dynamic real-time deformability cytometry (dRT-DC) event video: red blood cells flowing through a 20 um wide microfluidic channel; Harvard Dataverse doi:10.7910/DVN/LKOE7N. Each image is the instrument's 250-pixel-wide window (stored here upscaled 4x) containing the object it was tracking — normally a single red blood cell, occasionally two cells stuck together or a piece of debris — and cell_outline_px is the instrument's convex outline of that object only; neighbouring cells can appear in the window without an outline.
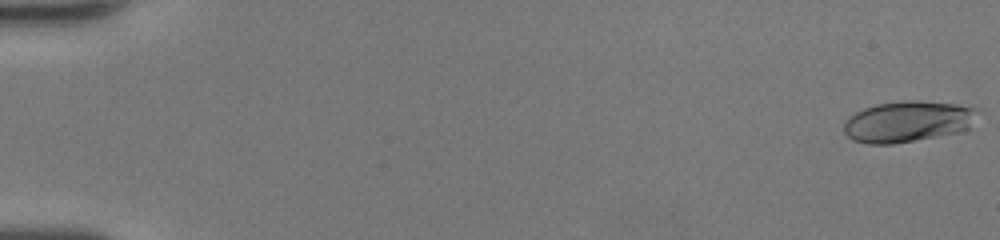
{"species": "human", "species_latin": "Homo sapiens", "temperature_condition": "room temperature", "stored_images_in_passage": 52, "camera_frame_rate_fps": 3000, "um_per_image_px": 0.085, "donor": {"sex": "female"}, "frame": {"image": 1, "passage_image": 1, "time_ms": 0.0, "image_size_px": [1000, 240], "cell_outline_px": [[976, 108], [968, 128], [960, 132], [916, 140], [892, 144], [868, 144], [852, 140], [844, 132], [844, 120], [848, 116], [864, 108], [876, 104], [904, 100], [920, 100], [956, 104]], "centroid_in_image_um": [77.07, 10.33], "position_along_channel_um": 7.9, "area_um2": 31.85}}
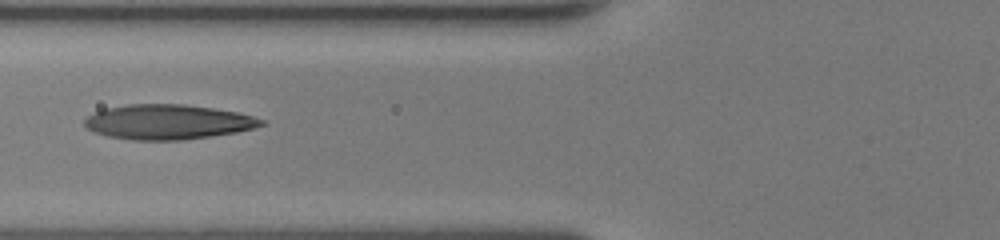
{"frame": {"image": 2, "passage_image": 23, "time_ms": 7.333, "image_size_px": [1000, 240], "cell_outline_px": [[268, 124], [256, 128], [236, 132], [184, 140], [132, 140], [108, 136], [92, 132], [84, 124], [84, 120], [88, 116], [104, 108], [128, 104], [184, 104], [240, 112], [264, 120]], "centroid_in_image_um": [14.29, 10.36], "position_along_channel_um": 111.5, "area_um2": 36.07}}
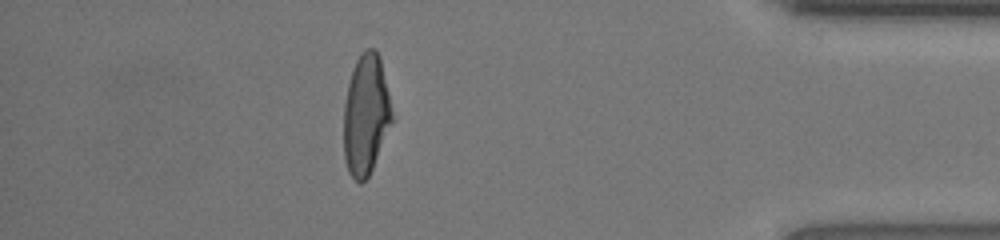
{"frame": {"image": 3, "passage_image": 46, "time_ms": 15.0, "image_size_px": [1000, 240], "cell_outline_px": [[396, 120], [368, 176], [360, 184], [348, 172], [344, 156], [344, 104], [348, 84], [352, 68], [356, 60], [364, 48], [376, 48], [380, 56], [396, 116]], "centroid_in_image_um": [31.16, 9.71], "position_along_channel_um": 404.0, "area_um2": 35.03}, "authors_computed_cell_mechanics": {"area_um2": 34.6511, "velocity_mm_per_s": 4.3084, "shape_relaxation_time_tau1_ms": 6.0188, "shape_relaxation_time_tau2_ms": 1.0436, "deformation_change_tau1": 0.2854, "deformation_change_tau2": 0.0882}}